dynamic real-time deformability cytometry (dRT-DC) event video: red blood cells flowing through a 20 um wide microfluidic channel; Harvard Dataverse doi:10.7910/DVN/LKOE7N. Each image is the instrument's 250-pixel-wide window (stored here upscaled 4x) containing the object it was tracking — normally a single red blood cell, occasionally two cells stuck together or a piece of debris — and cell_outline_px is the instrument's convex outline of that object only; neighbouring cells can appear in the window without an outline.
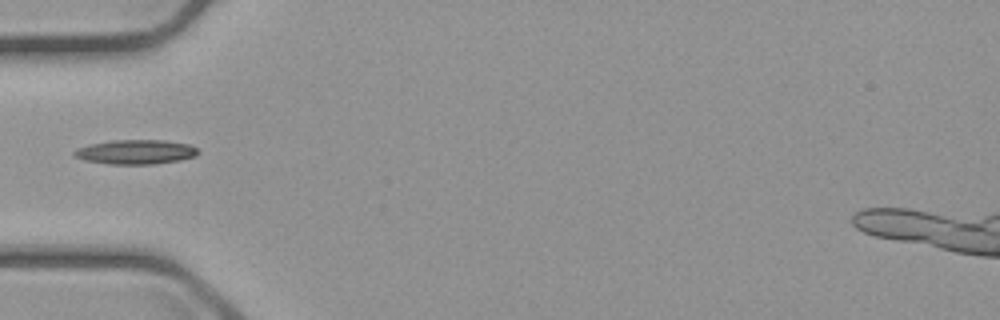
{"species": "common noctule bat (a hibernating species)", "species_latin": "Nyctalus noctula", "temperature_condition": "cold", "stored_images_in_passage": 4, "camera_frame_rate_fps": 3000, "um_per_image_px": 0.085, "animal": {"sex": "male", "body_mass_g": 23.1, "forearm_length_mm": 52.7}, "frame": {"image": 1, "passage_image": 3, "time_ms": 2.333, "image_size_px": [1000, 320], "cell_outline_px": [[200, 152], [196, 156], [180, 160], [152, 164], [108, 164], [84, 160], [72, 156], [72, 152], [88, 144], [112, 140], [164, 140], [188, 144], [196, 148]], "centroid_in_image_um": [11.52, 12.91], "position_along_channel_um": 73.5, "area_um2": 17.69}}
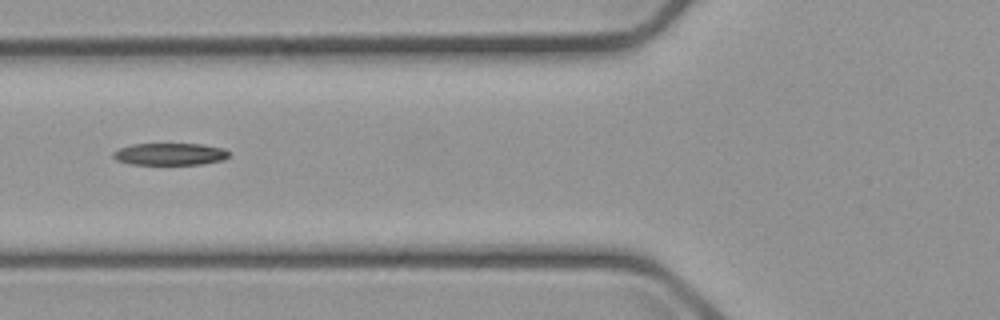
{"frame": {"image": 2, "passage_image": 4, "time_ms": 3.333, "image_size_px": [1000, 320], "cell_outline_px": [[228, 156], [224, 160], [204, 164], [128, 164], [116, 160], [112, 156], [112, 152], [120, 148], [132, 144], [204, 144], [224, 148], [228, 152]], "centroid_in_image_um": [14.44, 13.1], "position_along_channel_um": 111.4, "area_um2": 14.97}}